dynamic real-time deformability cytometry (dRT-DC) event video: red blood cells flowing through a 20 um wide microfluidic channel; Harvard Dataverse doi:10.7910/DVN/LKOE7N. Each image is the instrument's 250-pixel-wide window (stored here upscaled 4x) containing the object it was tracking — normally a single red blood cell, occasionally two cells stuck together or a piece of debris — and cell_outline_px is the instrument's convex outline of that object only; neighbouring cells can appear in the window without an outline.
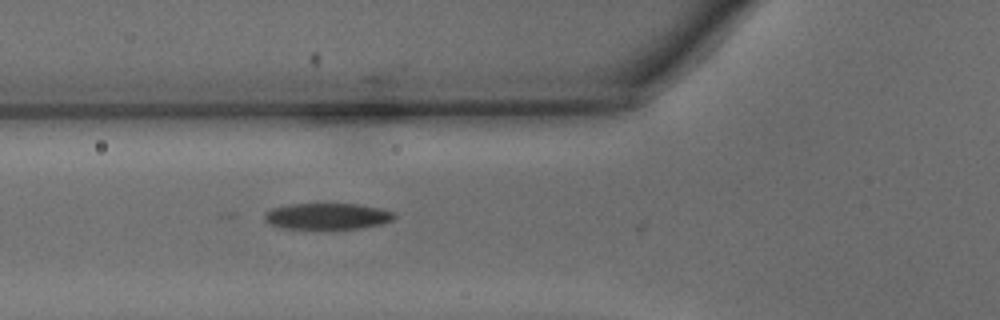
{"species": "common noctule bat (a hibernating species)", "species_latin": "Nyctalus noctula", "temperature_condition": "warm", "stored_images_in_passage": 5, "camera_frame_rate_fps": 3000, "um_per_image_px": 0.085, "animal": {"sex": "male", "body_mass_g": 15.6}, "frame": {"image": 1, "passage_image": 4, "time_ms": 1.0, "image_size_px": [1000, 320], "cell_outline_px": [[396, 216], [392, 220], [380, 224], [360, 228], [280, 228], [268, 224], [264, 220], [264, 216], [272, 208], [288, 204], [360, 204], [380, 208], [396, 212]], "centroid_in_image_um": [27.83, 18.37], "position_along_channel_um": 98.0, "area_um2": 19.77}}